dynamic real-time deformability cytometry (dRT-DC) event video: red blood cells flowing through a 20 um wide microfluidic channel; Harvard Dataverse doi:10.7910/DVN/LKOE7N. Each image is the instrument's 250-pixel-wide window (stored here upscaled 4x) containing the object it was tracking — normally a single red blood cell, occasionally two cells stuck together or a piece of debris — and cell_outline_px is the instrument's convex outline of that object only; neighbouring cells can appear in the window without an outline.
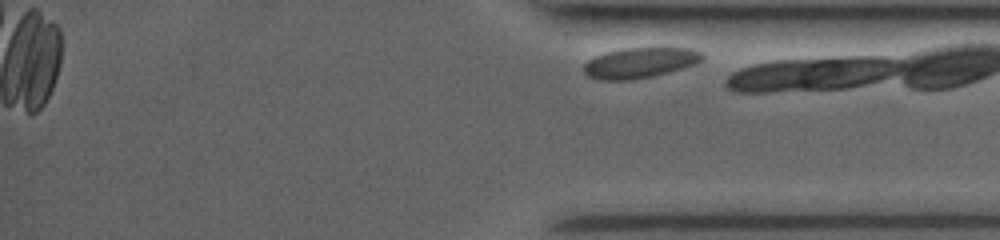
{"species": "common noctule bat (a hibernating species)", "species_latin": "Nyctalus noctula", "temperature_condition": "room temperature", "stored_images_in_passage": 17, "camera_frame_rate_fps": 3500, "um_per_image_px": 0.085, "animal": {"sex": "female", "body_mass_g": 19.0, "forearm_length_mm": 53.3}, "frame": {"image": 1, "passage_image": 17, "time_ms": 10.857, "image_size_px": [1000, 240], "cell_outline_px": [[704, 60], [696, 64], [668, 72], [652, 76], [632, 80], [600, 80], [588, 76], [584, 72], [584, 64], [588, 60], [596, 56], [608, 52], [624, 48], [692, 48], [704, 52]], "centroid_in_image_um": [54.44, 5.33], "position_along_channel_um": 380.8, "area_um2": 21.04}}